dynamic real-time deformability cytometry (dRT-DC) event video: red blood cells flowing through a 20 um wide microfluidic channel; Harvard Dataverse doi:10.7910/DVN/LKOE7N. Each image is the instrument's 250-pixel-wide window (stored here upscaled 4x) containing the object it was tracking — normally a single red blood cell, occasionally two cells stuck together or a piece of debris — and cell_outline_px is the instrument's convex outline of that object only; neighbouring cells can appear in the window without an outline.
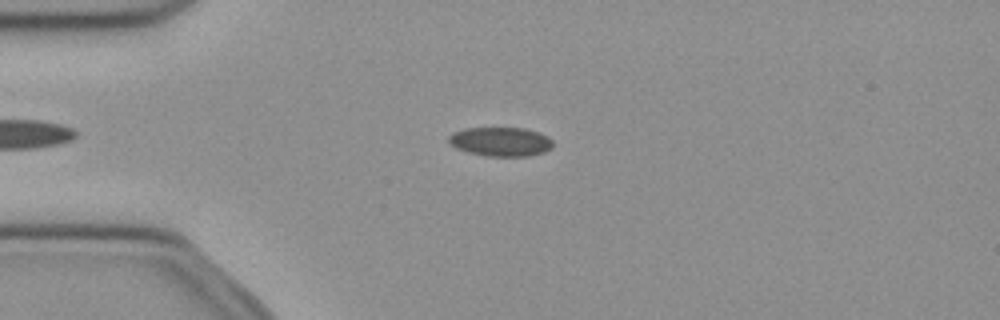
{"species": "common noctule bat (a hibernating species)", "species_latin": "Nyctalus noctula", "temperature_condition": "cold", "stored_images_in_passage": 45, "camera_frame_rate_fps": 3000, "um_per_image_px": 0.085, "animal": {"sex": "female", "body_mass_g": 21.9}, "frame": {"image": 1, "passage_image": 12, "time_ms": 3.667, "image_size_px": [1000, 320], "cell_outline_px": [[552, 148], [544, 152], [528, 156], [488, 156], [468, 152], [456, 148], [448, 140], [448, 136], [452, 132], [464, 128], [524, 128], [548, 136], [552, 140]], "centroid_in_image_um": [42.55, 12.04], "position_along_channel_um": 42.5, "area_um2": 17.63}}
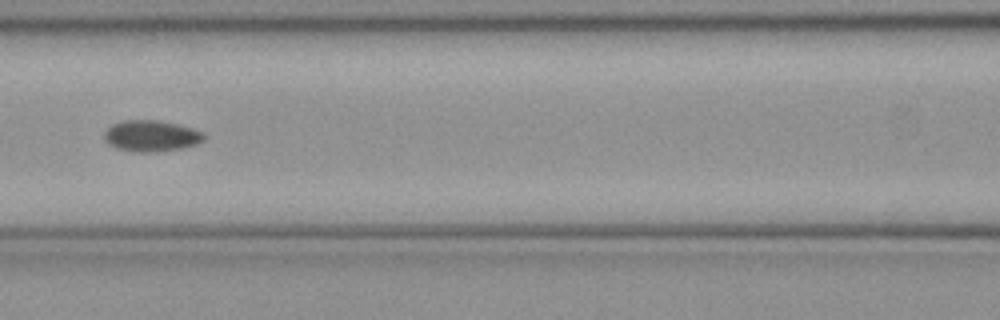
{"frame": {"image": 2, "passage_image": 22, "time_ms": 7.0, "image_size_px": [1000, 320], "cell_outline_px": [[204, 140], [196, 144], [180, 148], [152, 152], [132, 152], [116, 148], [108, 144], [104, 140], [104, 132], [112, 124], [120, 120], [156, 120], [180, 124], [204, 132]], "centroid_in_image_um": [12.82, 11.54], "position_along_channel_um": 153.8, "area_um2": 18.26}}
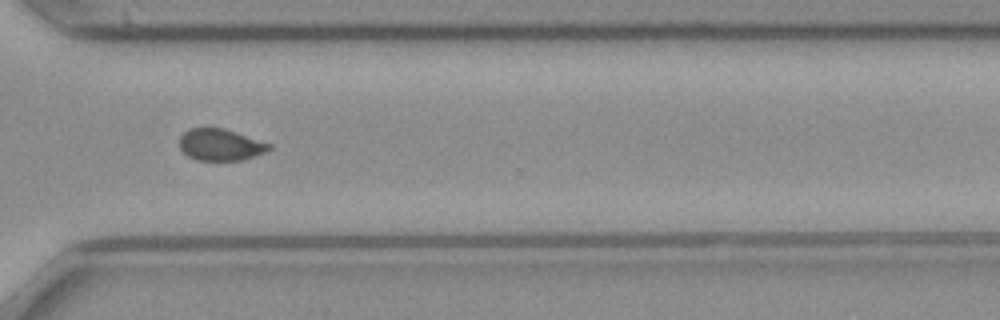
{"frame": {"image": 3, "passage_image": 37, "time_ms": 12.0, "image_size_px": [1000, 320], "cell_outline_px": [[272, 148], [264, 152], [240, 160], [196, 160], [188, 156], [180, 148], [180, 136], [184, 132], [192, 128], [224, 128], [272, 144]], "centroid_in_image_um": [18.73, 12.3], "position_along_channel_um": 351.9, "area_um2": 16.36}, "authors_computed_cell_mechanics": {"area_um2": 17.629, "velocity_mm_per_s": 3.9667, "shape_relaxation_time_tau1_ms": null, "shape_relaxation_time_tau2_ms": 3.9099, "deformation_change_tau1": null, "deformation_change_tau2": 0.0751}}